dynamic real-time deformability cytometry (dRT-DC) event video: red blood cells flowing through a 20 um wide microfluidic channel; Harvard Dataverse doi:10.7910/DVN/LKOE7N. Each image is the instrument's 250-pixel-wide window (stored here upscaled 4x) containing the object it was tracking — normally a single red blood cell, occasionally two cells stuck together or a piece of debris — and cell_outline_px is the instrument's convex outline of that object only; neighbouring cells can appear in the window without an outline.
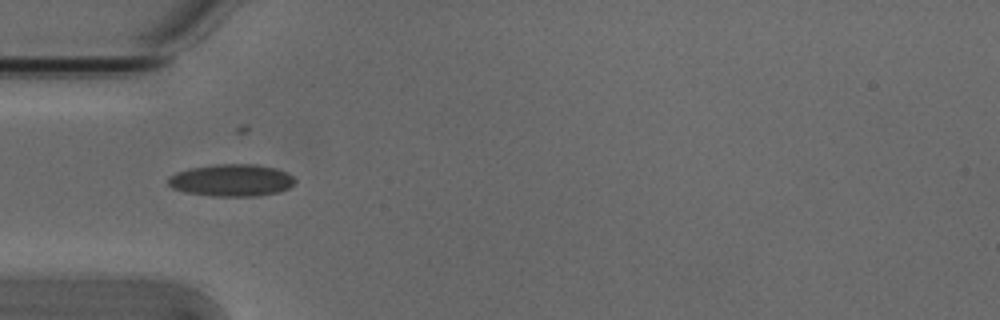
{"species": "Egyptian fruit bat (a non-hibernating species)", "species_latin": "Rousettus aegyptiacus", "temperature_condition": "cold", "stored_images_in_passage": 5, "camera_frame_rate_fps": 3000, "um_per_image_px": 0.085, "animal": {"sex": "male"}, "frame": {"image": 1, "passage_image": 1, "time_ms": 0.0, "image_size_px": [1000, 320], "cell_outline_px": [[296, 180], [288, 188], [280, 192], [260, 196], [212, 196], [184, 192], [172, 188], [168, 184], [168, 180], [176, 172], [192, 168], [216, 164], [256, 164], [276, 168], [288, 172]], "centroid_in_image_um": [19.71, 15.33], "position_along_channel_um": 65.3, "area_um2": 23.81}}
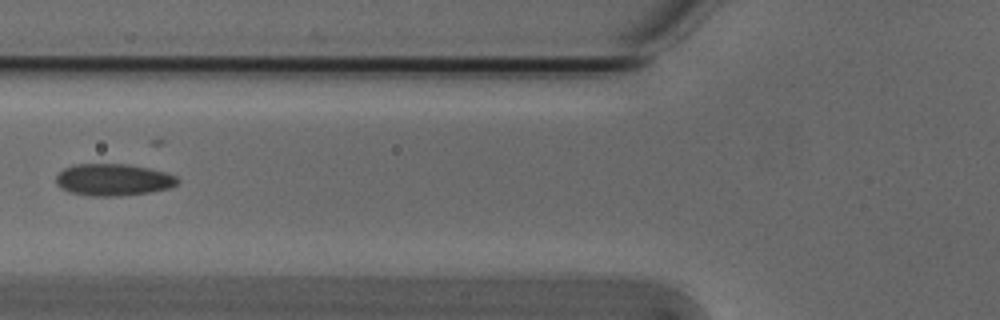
{"frame": {"image": 2, "passage_image": 2, "time_ms": 0.333, "image_size_px": [1000, 320], "cell_outline_px": [[180, 180], [176, 184], [168, 188], [148, 192], [120, 196], [88, 196], [68, 192], [60, 188], [56, 184], [56, 176], [64, 168], [76, 164], [128, 164], [148, 168], [164, 172], [176, 176]], "centroid_in_image_um": [9.58, 15.28], "position_along_channel_um": 116.2, "area_um2": 22.6}}
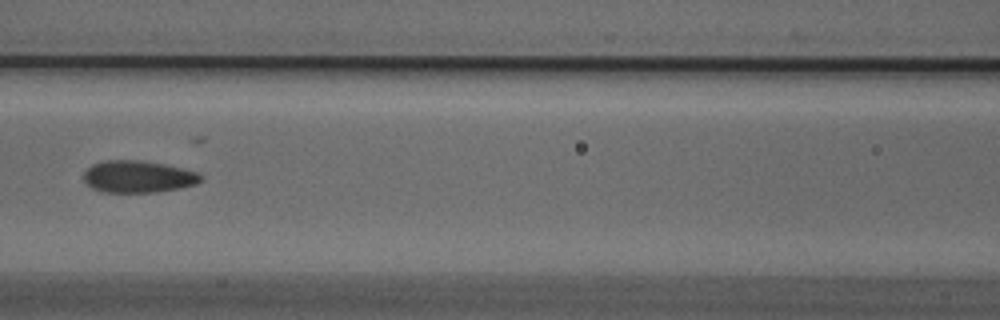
{"frame": {"image": 3, "passage_image": 3, "time_ms": 0.667, "image_size_px": [1000, 320], "cell_outline_px": [[204, 176], [196, 184], [156, 192], [100, 192], [84, 184], [84, 172], [92, 164], [104, 160], [140, 160], [164, 164], [196, 172]], "centroid_in_image_um": [11.67, 15.01], "position_along_channel_um": 154.9, "area_um2": 21.79}}